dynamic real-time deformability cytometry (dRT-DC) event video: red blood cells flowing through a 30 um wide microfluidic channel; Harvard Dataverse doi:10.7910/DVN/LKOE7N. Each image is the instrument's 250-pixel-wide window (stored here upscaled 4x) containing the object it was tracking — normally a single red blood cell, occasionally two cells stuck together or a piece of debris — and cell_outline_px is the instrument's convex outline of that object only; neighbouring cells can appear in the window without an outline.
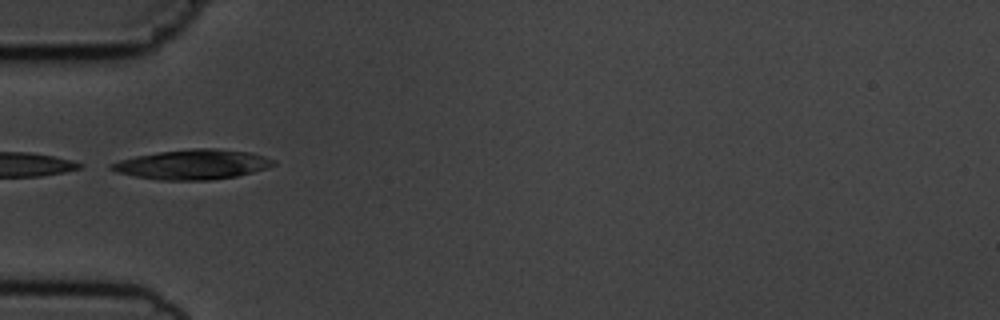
{"species": "common noctule bat (a hibernating species)", "species_latin": "Nyctalus noctula", "temperature_condition": "cold", "stored_images_in_passage": 4, "camera_frame_rate_fps": 3000, "um_per_image_px": 0.085, "animal": {"sex": "male", "body_mass_g": 19.5, "forearm_length_mm": 54.6}, "frame": {"image": 1, "passage_image": 2, "time_ms": 1.0, "image_size_px": [1000, 320], "cell_outline_px": [[276, 164], [268, 168], [236, 176], [208, 180], [160, 180], [136, 176], [116, 172], [108, 168], [108, 164], [120, 160], [136, 156], [160, 152], [192, 148], [216, 148], [252, 152], [276, 160]], "centroid_in_image_um": [16.4, 13.97], "position_along_channel_um": 68.6, "area_um2": 28.21}}
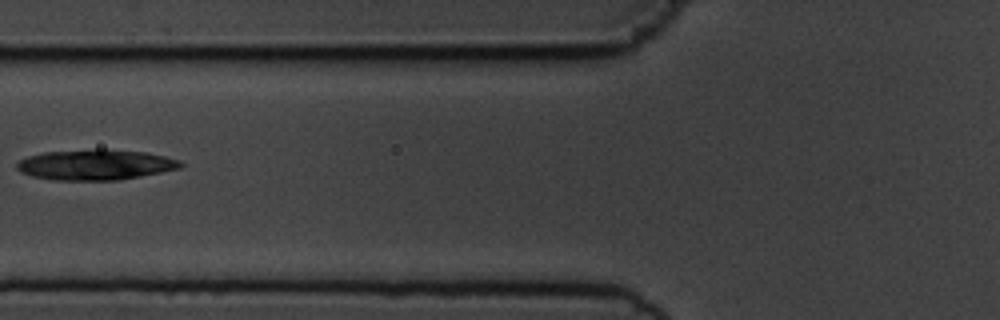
{"frame": {"image": 2, "passage_image": 3, "time_ms": 2.333, "image_size_px": [1000, 320], "cell_outline_px": [[184, 164], [180, 168], [120, 180], [52, 180], [32, 176], [20, 172], [16, 168], [16, 164], [20, 160], [28, 156], [44, 152], [96, 148], [104, 148], [144, 152], [164, 156], [180, 160]], "centroid_in_image_um": [8.09, 13.99], "position_along_channel_um": 117.7, "area_um2": 29.3}}
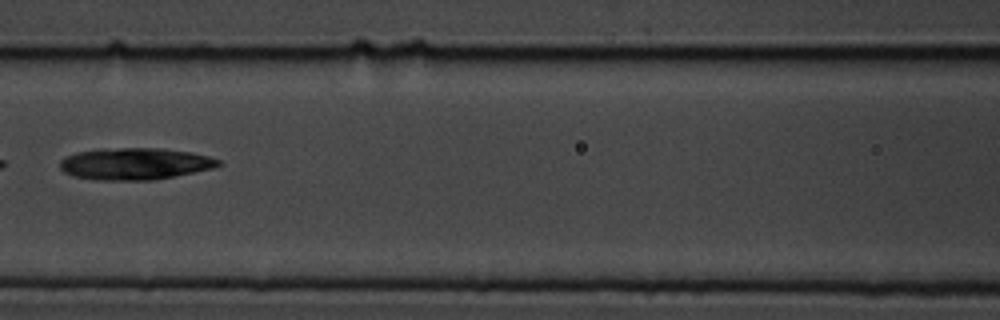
{"frame": {"image": 3, "passage_image": 4, "time_ms": 3.333, "image_size_px": [1000, 320], "cell_outline_px": [[224, 164], [212, 168], [152, 180], [100, 180], [72, 176], [64, 172], [60, 168], [60, 160], [76, 152], [100, 148], [160, 148], [192, 152], [208, 156], [220, 160]], "centroid_in_image_um": [11.45, 13.91], "position_along_channel_um": 155.1, "area_um2": 29.36}}